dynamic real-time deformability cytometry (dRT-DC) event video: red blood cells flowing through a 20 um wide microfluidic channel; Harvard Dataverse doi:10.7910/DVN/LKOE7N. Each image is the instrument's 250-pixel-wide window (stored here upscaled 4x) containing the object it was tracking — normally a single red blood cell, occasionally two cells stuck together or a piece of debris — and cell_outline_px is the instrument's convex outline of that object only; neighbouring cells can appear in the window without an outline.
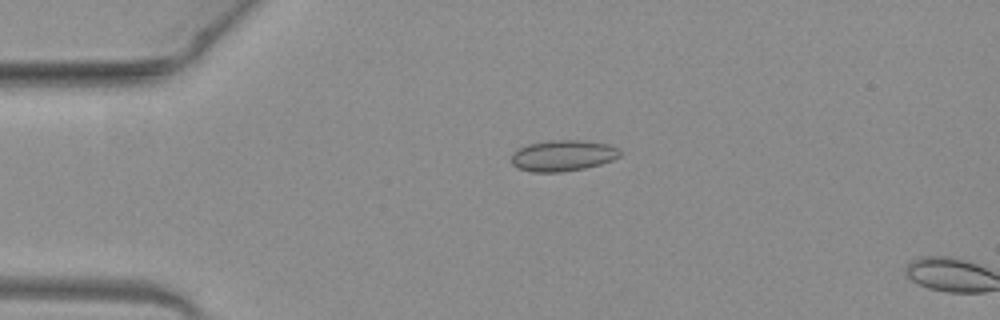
{"species": "common noctule bat (a hibernating species)", "species_latin": "Nyctalus noctula", "temperature_condition": "warm", "stored_images_in_passage": 3, "camera_frame_rate_fps": 3000, "um_per_image_px": 0.085, "animal": {"sex": "female", "body_mass_g": 19.3, "forearm_length_mm": 54.1}, "frame": {"image": 1, "passage_image": 1, "time_ms": 0.0, "image_size_px": [1000, 320], "cell_outline_px": [[620, 156], [612, 160], [600, 164], [584, 168], [560, 172], [532, 172], [516, 168], [512, 164], [512, 152], [528, 144], [548, 140], [580, 140], [608, 144], [616, 148], [620, 152]], "centroid_in_image_um": [47.81, 13.23], "position_along_channel_um": 37.2, "area_um2": 19.59}}